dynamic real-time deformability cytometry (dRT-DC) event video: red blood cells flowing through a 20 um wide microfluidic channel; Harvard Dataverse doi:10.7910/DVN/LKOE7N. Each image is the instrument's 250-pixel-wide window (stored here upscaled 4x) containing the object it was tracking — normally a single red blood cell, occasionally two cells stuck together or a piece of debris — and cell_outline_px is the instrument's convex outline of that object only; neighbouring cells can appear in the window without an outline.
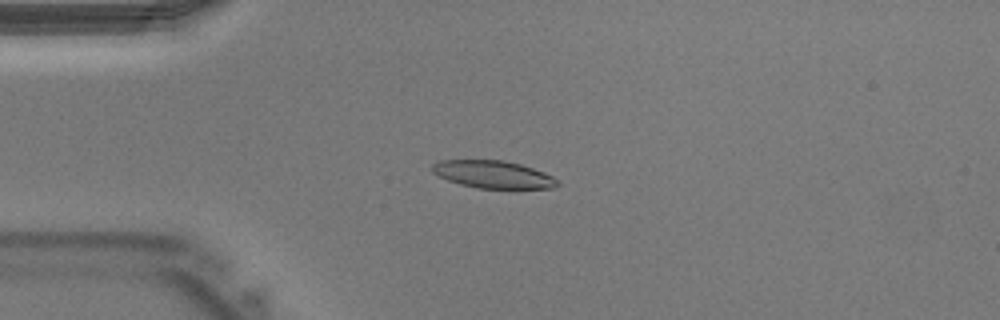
{"species": "Egyptian fruit bat (a non-hibernating species)", "species_latin": "Rousettus aegyptiacus", "temperature_condition": "warm", "stored_images_in_passage": 41, "camera_frame_rate_fps": 3000, "um_per_image_px": 0.085, "animal": {"sex": "male"}, "frame": {"image": 1, "passage_image": 10, "time_ms": 3.0, "image_size_px": [1000, 320], "cell_outline_px": [[560, 184], [552, 188], [476, 188], [460, 184], [448, 180], [432, 172], [432, 164], [440, 160], [504, 160], [520, 164], [544, 172], [552, 176]], "centroid_in_image_um": [41.9, 14.82], "position_along_channel_um": 43.1, "area_um2": 19.94}}
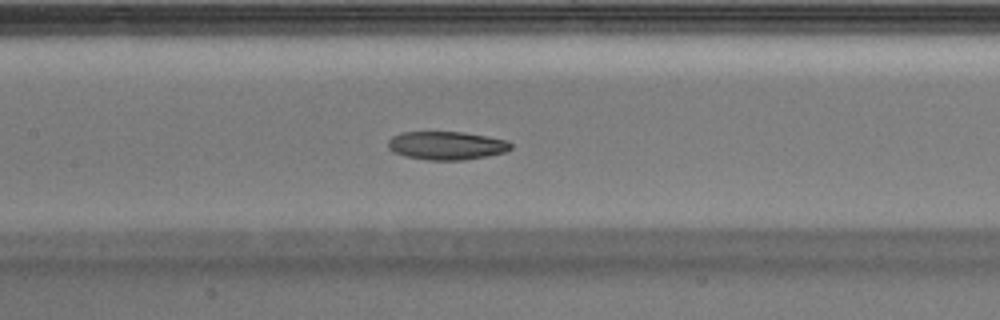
{"frame": {"image": 2, "passage_image": 19, "time_ms": 6.0, "image_size_px": [1000, 320], "cell_outline_px": [[512, 148], [504, 152], [464, 160], [428, 160], [404, 156], [392, 152], [388, 148], [388, 140], [392, 136], [400, 132], [464, 132], [488, 136], [508, 140], [512, 144]], "centroid_in_image_um": [37.93, 12.36], "position_along_channel_um": 169.5, "area_um2": 20.4}}
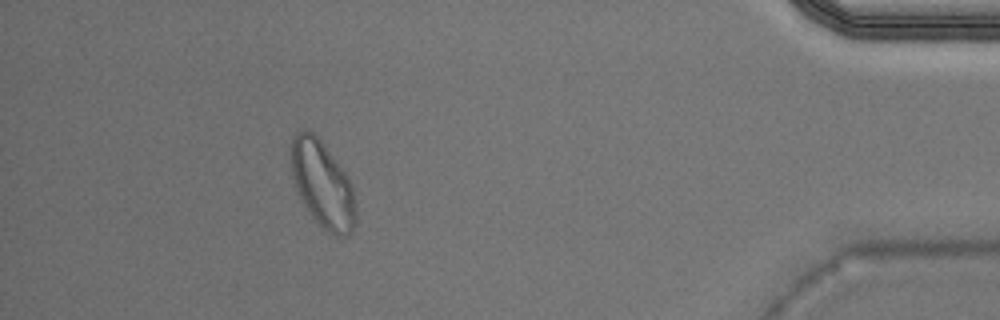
{"frame": {"image": 3, "passage_image": 37, "time_ms": 12.0, "image_size_px": [1000, 320], "cell_outline_px": [[356, 224], [352, 232], [348, 236], [336, 236], [328, 232], [312, 216], [304, 204], [296, 188], [292, 172], [288, 148], [296, 132], [304, 128], [308, 128], [324, 144], [344, 172], [352, 184], [356, 204]], "centroid_in_image_um": [27.41, 15.65], "position_along_channel_um": 407.8, "area_um2": 32.77}}